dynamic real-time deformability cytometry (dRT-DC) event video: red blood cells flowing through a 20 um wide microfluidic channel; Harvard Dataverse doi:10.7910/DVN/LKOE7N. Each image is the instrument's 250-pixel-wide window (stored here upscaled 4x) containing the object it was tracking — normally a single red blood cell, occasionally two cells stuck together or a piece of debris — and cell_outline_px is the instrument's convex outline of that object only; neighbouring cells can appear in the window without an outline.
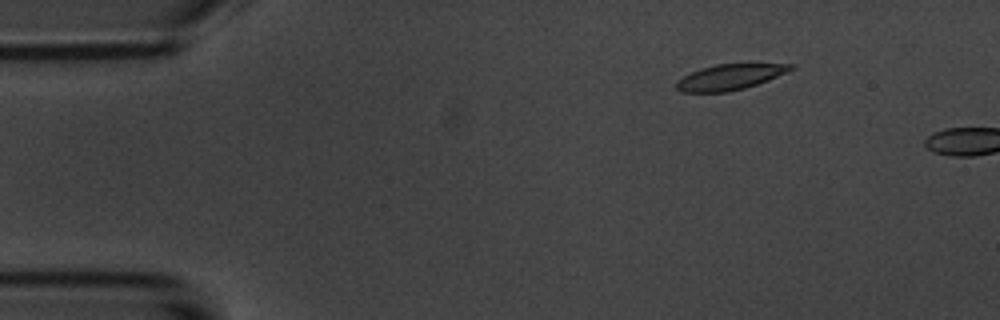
{"species": "common noctule bat (a hibernating species)", "species_latin": "Nyctalus noctula", "temperature_condition": "room temperature", "stored_images_in_passage": 4, "camera_frame_rate_fps": 3000, "um_per_image_px": 0.085, "animal": {"sex": "male", "body_mass_g": 20.1, "forearm_length_mm": 53.5}, "frame": {"image": 1, "passage_image": 3, "time_ms": 2.333, "image_size_px": [1000, 320], "cell_outline_px": [[792, 68], [788, 72], [768, 80], [744, 88], [728, 92], [680, 92], [676, 88], [676, 80], [700, 68], [716, 64], [792, 64]], "centroid_in_image_um": [61.99, 6.55], "position_along_channel_um": 23.0, "area_um2": 16.88}}